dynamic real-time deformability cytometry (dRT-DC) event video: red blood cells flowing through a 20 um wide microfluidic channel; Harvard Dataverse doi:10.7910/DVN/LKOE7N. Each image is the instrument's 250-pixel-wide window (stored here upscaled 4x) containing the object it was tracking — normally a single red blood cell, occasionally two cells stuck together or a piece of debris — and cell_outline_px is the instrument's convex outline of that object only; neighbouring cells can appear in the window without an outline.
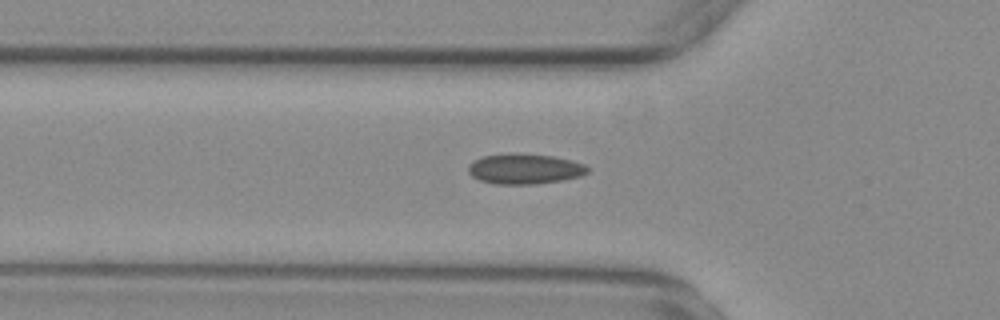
{"species": "common noctule bat (a hibernating species)", "species_latin": "Nyctalus noctula", "temperature_condition": "warm", "stored_images_in_passage": 41, "camera_frame_rate_fps": 3000, "um_per_image_px": 0.085, "animal": {"sex": "female", "body_mass_g": 29.2, "forearm_length_mm": 56.3}, "frame": {"image": 1, "passage_image": 9, "time_ms": 2.667, "image_size_px": [1000, 320], "cell_outline_px": [[588, 172], [580, 176], [560, 180], [536, 184], [492, 184], [480, 180], [472, 176], [468, 172], [468, 164], [484, 156], [512, 152], [552, 156], [572, 160], [584, 164], [588, 168]], "centroid_in_image_um": [44.57, 14.35], "position_along_channel_um": 81.2, "area_um2": 21.1}}
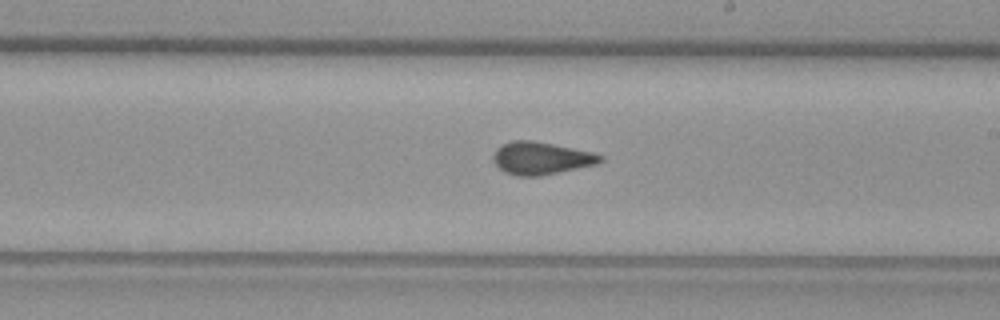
{"frame": {"image": 2, "passage_image": 22, "time_ms": 7.0, "image_size_px": [1000, 320], "cell_outline_px": [[604, 160], [596, 164], [540, 176], [516, 176], [504, 172], [492, 160], [492, 156], [496, 148], [512, 140], [532, 140], [592, 152], [604, 156]], "centroid_in_image_um": [45.97, 13.45], "position_along_channel_um": 243.0, "area_um2": 20.23}}
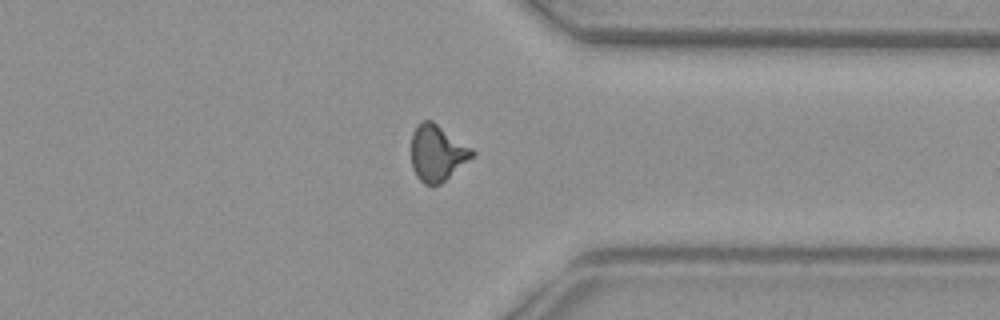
{"frame": {"image": 3, "passage_image": 33, "time_ms": 10.667, "image_size_px": [1000, 320], "cell_outline_px": [[476, 152], [472, 156], [440, 184], [432, 188], [424, 184], [416, 176], [412, 168], [412, 132], [416, 124], [420, 120], [432, 120], [472, 148]], "centroid_in_image_um": [37.12, 13.0], "position_along_channel_um": 374.3, "area_um2": 19.94}, "authors_computed_cell_mechanics": {"area_um2": 19.7098, "velocity_mm_per_s": 3.7214, "shape_relaxation_time_tau1_ms": null, "shape_relaxation_time_tau2_ms": 1.4346, "deformation_change_tau1": null, "deformation_change_tau2": 0.0691}}